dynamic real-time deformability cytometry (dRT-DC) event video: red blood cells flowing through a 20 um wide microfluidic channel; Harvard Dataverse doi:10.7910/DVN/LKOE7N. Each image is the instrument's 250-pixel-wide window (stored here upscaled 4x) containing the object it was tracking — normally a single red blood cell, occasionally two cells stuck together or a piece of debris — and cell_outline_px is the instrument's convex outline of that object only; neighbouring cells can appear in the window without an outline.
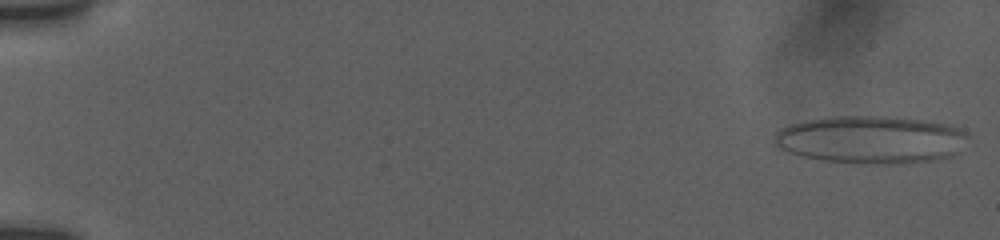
{"species": "human", "species_latin": "Homo sapiens", "temperature_condition": "room temperature", "stored_images_in_passage": 22, "camera_frame_rate_fps": 3000, "um_per_image_px": 0.085, "donor": {"sex": "female"}, "frame": {"image": 1, "passage_image": 1, "time_ms": 0.0, "image_size_px": [1000, 240], "cell_outline_px": [[960, 132], [952, 156], [904, 164], [864, 164], [824, 160], [804, 156], [792, 152], [776, 144], [776, 132], [792, 124], [804, 120], [832, 116], [896, 116], [928, 120], [948, 124], [956, 128]], "centroid_in_image_um": [73.93, 11.85], "position_along_channel_um": 11.1, "area_um2": 52.48}}
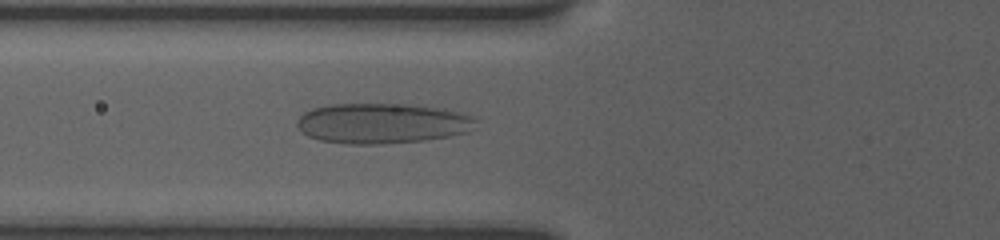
{"frame": {"image": 2, "passage_image": 14, "time_ms": 6.667, "image_size_px": [1000, 240], "cell_outline_px": [[476, 120], [468, 132], [448, 136], [424, 140], [380, 144], [348, 144], [320, 140], [308, 136], [300, 132], [296, 124], [296, 120], [304, 112], [312, 108], [328, 104], [404, 104], [444, 108], [468, 116]], "centroid_in_image_um": [32.39, 10.48], "position_along_channel_um": 93.4, "area_um2": 41.85}}
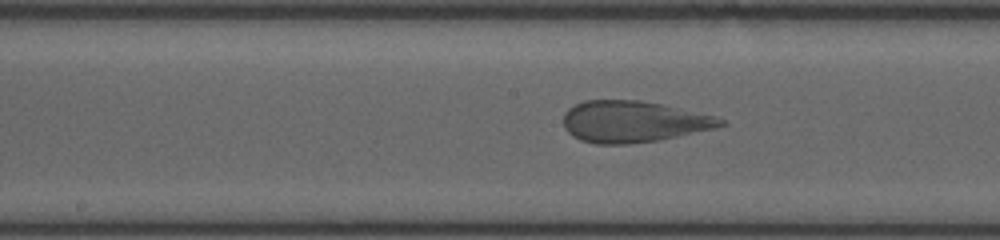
{"frame": {"image": 3, "passage_image": 20, "time_ms": 9.333, "image_size_px": [1000, 240], "cell_outline_px": [[728, 124], [716, 128], [660, 140], [628, 144], [596, 144], [580, 140], [572, 136], [564, 128], [564, 112], [568, 108], [584, 100], [640, 100], [660, 104], [716, 116], [724, 120]], "centroid_in_image_um": [53.82, 10.34], "position_along_channel_um": 194.4, "area_um2": 38.03}}